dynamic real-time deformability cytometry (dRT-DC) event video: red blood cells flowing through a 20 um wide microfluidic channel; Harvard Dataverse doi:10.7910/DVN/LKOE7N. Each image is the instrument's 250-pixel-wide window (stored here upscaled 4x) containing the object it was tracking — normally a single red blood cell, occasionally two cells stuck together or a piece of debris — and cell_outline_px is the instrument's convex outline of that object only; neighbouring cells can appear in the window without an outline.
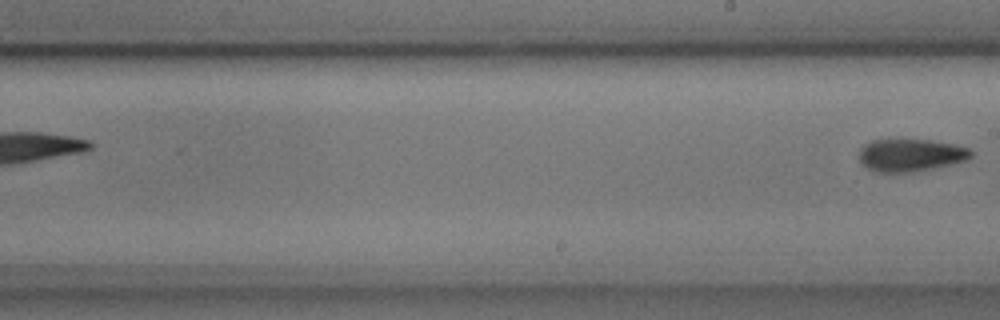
{"species": "common noctule bat (a hibernating species)", "species_latin": "Nyctalus noctula", "temperature_condition": "cold", "stored_images_in_passage": 6, "segment_of_instrument_passage": [2, 2], "camera_frame_rate_fps": 3000, "um_per_image_px": 0.085, "animal": {"sex": "male", "body_mass_g": 17.9, "forearm_length_mm": 54.2}, "frame": {"image": 1, "passage_image": 6, "time_ms": 1.667, "image_size_px": [1000, 320], "cell_outline_px": [[972, 156], [964, 160], [932, 168], [912, 172], [876, 172], [868, 168], [860, 160], [860, 148], [864, 144], [872, 140], [932, 140], [952, 144], [968, 148], [972, 152]], "centroid_in_image_um": [77.37, 13.18], "position_along_channel_um": 211.6, "area_um2": 20.81}}